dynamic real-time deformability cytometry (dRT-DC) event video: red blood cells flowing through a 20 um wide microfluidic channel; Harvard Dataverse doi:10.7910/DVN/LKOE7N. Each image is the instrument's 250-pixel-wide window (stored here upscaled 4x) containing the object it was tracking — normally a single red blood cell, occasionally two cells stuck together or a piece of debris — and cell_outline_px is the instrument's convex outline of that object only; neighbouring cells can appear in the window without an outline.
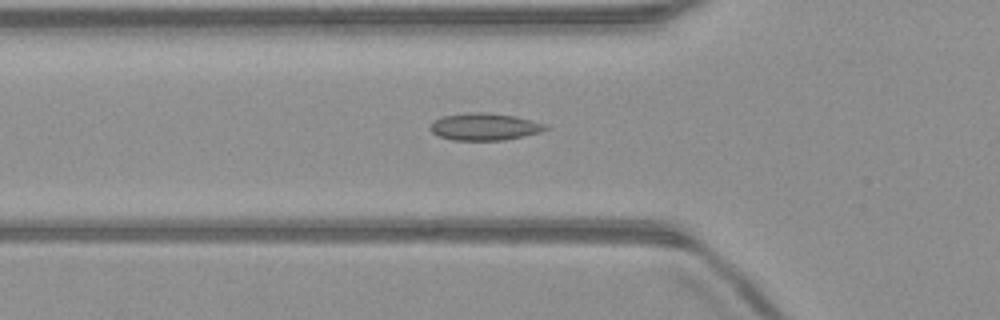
{"species": "common noctule bat (a hibernating species)", "species_latin": "Nyctalus noctula", "temperature_condition": "warm", "stored_images_in_passage": 41, "camera_frame_rate_fps": 3000, "um_per_image_px": 0.085, "animal": {"sex": "male", "body_mass_g": 23.1, "forearm_length_mm": 52.7}, "frame": {"image": 1, "passage_image": 7, "time_ms": 2.0, "image_size_px": [1000, 320], "cell_outline_px": [[548, 128], [540, 132], [524, 136], [504, 140], [452, 140], [440, 136], [432, 132], [428, 128], [436, 120], [444, 116], [468, 112], [484, 112], [516, 116], [548, 124]], "centroid_in_image_um": [41.22, 10.77], "position_along_channel_um": 84.6, "area_um2": 18.21}}
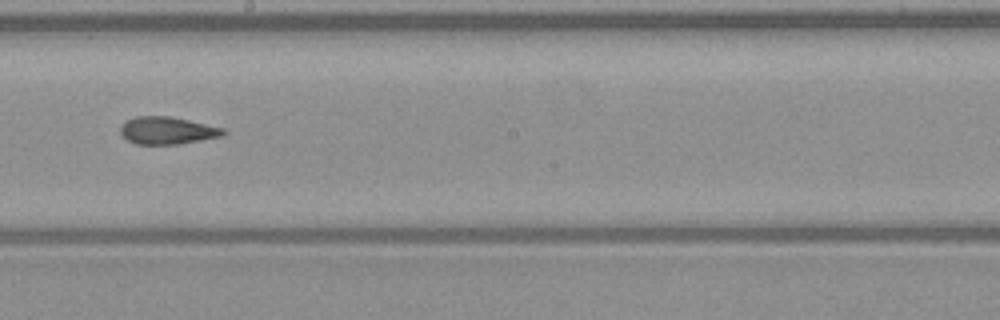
{"frame": {"image": 2, "passage_image": 18, "time_ms": 5.667, "image_size_px": [1000, 320], "cell_outline_px": [[228, 132], [224, 136], [176, 144], [136, 144], [128, 140], [120, 132], [120, 128], [128, 120], [136, 116], [168, 116], [188, 120], [224, 128]], "centroid_in_image_um": [14.26, 11.09], "position_along_channel_um": 233.9, "area_um2": 16.24}}
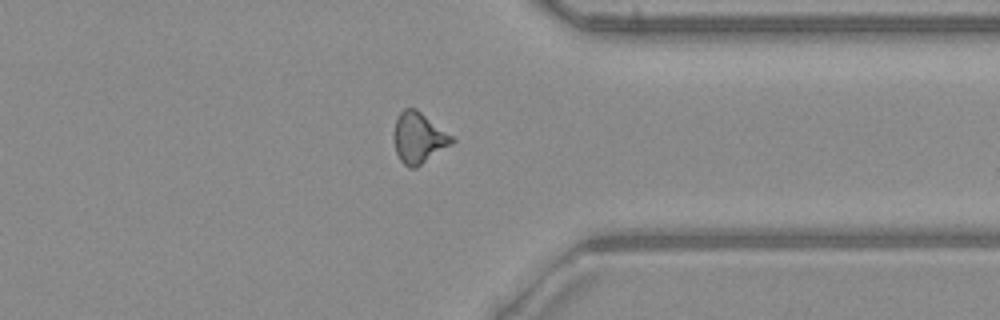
{"frame": {"image": 3, "passage_image": 29, "time_ms": 9.333, "image_size_px": [1000, 320], "cell_outline_px": [[456, 140], [452, 144], [416, 168], [408, 168], [400, 160], [396, 152], [396, 116], [404, 108], [416, 108], [452, 136]], "centroid_in_image_um": [35.61, 11.72], "position_along_channel_um": 375.8, "area_um2": 16.82}, "authors_computed_cell_mechanics": {"area_um2": 16.4152, "velocity_mm_per_s": 4.0483, "shape_relaxation_time_tau1_ms": null, "shape_relaxation_time_tau2_ms": 3.5415, "deformation_change_tau1": null, "deformation_change_tau2": 0.1115}}